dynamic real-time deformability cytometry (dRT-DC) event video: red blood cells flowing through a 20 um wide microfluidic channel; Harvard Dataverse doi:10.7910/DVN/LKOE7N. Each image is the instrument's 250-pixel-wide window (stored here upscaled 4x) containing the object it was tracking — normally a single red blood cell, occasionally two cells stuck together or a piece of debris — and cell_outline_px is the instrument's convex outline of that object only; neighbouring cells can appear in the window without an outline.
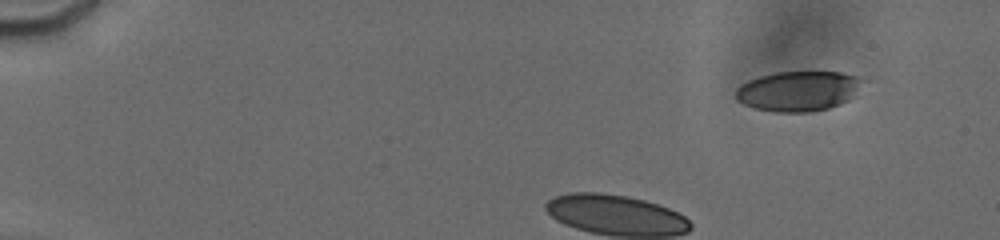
{"species": "human", "species_latin": "Homo sapiens", "temperature_condition": "cold", "stored_images_in_passage": 15, "camera_frame_rate_fps": 3000, "um_per_image_px": 0.085, "donor": {"sex": "male"}, "frame": {"image": 1, "passage_image": 5, "time_ms": 1.333, "image_size_px": [1000, 240], "cell_outline_px": [[864, 80], [852, 96], [848, 100], [840, 104], [828, 108], [812, 112], [776, 112], [756, 108], [744, 104], [736, 100], [736, 88], [740, 84], [748, 80], [760, 76], [776, 72], [840, 72], [860, 76]], "centroid_in_image_um": [67.84, 7.73], "position_along_channel_um": 17.2, "area_um2": 29.59}}
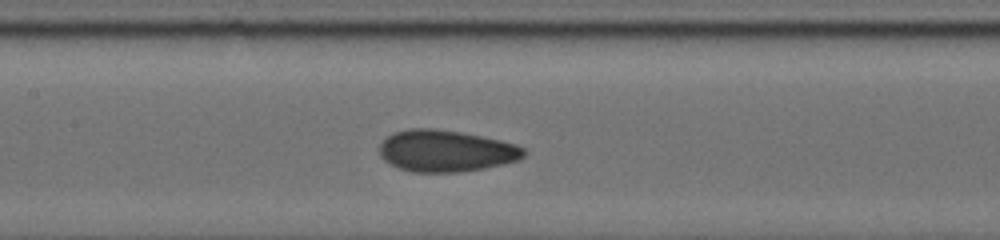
{"frame": {"image": 2, "passage_image": 15, "time_ms": 7.0, "image_size_px": [1000, 240], "cell_outline_px": [[528, 152], [520, 160], [504, 164], [484, 168], [460, 172], [412, 172], [400, 168], [384, 160], [380, 156], [380, 144], [392, 132], [408, 128], [432, 128], [460, 132], [500, 140], [516, 144], [524, 148]], "centroid_in_image_um": [37.92, 12.82], "position_along_channel_um": 169.5, "area_um2": 35.14}}